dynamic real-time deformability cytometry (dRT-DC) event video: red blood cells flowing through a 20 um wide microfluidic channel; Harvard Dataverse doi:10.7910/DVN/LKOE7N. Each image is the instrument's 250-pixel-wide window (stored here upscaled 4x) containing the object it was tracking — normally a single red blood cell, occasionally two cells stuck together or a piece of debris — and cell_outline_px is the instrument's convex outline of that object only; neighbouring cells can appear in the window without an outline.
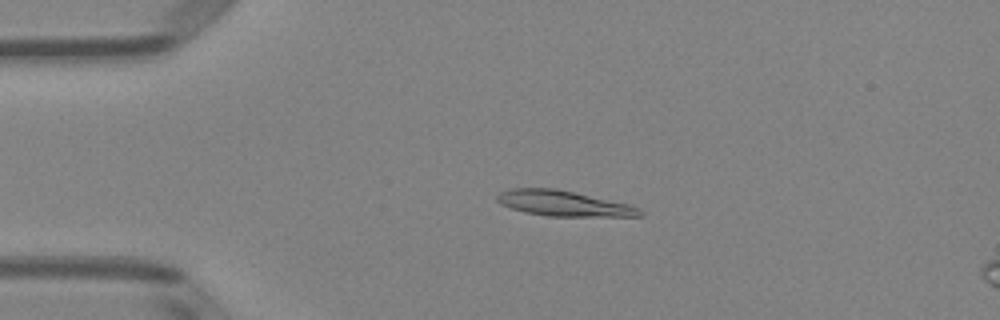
{"species": "Egyptian fruit bat (a non-hibernating species)", "species_latin": "Rousettus aegyptiacus", "temperature_condition": "room temperature", "stored_images_in_passage": 49, "camera_frame_rate_fps": 3000, "um_per_image_px": 0.085, "animal": {"sex": "female"}, "frame": {"image": 1, "passage_image": 10, "time_ms": 3.0, "image_size_px": [1000, 320], "cell_outline_px": [[644, 216], [548, 216], [524, 212], [500, 204], [496, 200], [496, 196], [500, 192], [512, 188], [556, 188], [628, 204], [640, 208], [644, 212]], "centroid_in_image_um": [47.89, 17.29], "position_along_channel_um": 37.1, "area_um2": 21.1}}
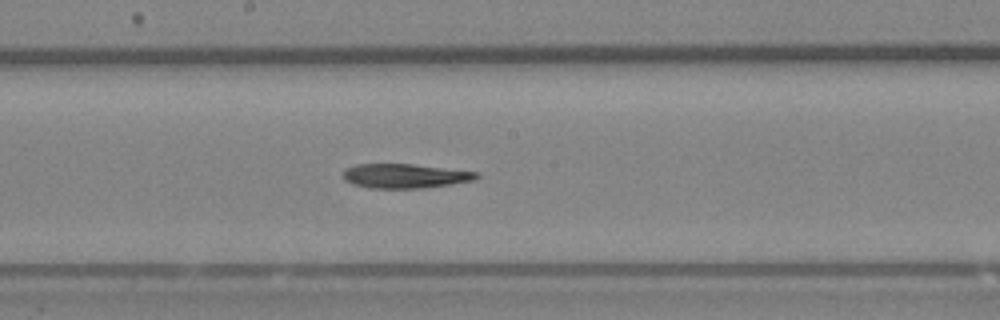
{"frame": {"image": 2, "passage_image": 26, "time_ms": 8.333, "image_size_px": [1000, 320], "cell_outline_px": [[480, 176], [476, 180], [452, 184], [420, 188], [368, 188], [352, 184], [344, 180], [340, 176], [344, 168], [356, 164], [412, 164], [480, 172]], "centroid_in_image_um": [34.39, 14.95], "position_along_channel_um": 213.8, "area_um2": 19.25}}
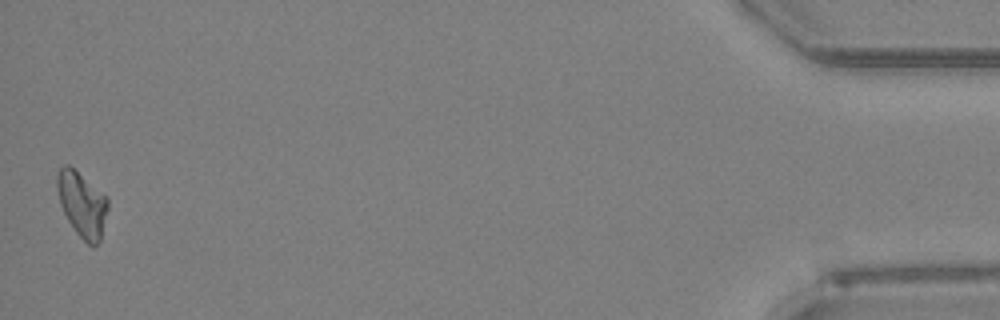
{"frame": {"image": 3, "passage_image": 49, "time_ms": 16.0, "image_size_px": [1000, 320], "cell_outline_px": [[108, 208], [100, 240], [92, 248], [76, 232], [68, 220], [60, 204], [56, 188], [56, 176], [60, 168], [64, 164], [68, 164], [108, 196]], "centroid_in_image_um": [6.97, 17.34], "position_along_channel_um": 428.2, "area_um2": 19.25}}